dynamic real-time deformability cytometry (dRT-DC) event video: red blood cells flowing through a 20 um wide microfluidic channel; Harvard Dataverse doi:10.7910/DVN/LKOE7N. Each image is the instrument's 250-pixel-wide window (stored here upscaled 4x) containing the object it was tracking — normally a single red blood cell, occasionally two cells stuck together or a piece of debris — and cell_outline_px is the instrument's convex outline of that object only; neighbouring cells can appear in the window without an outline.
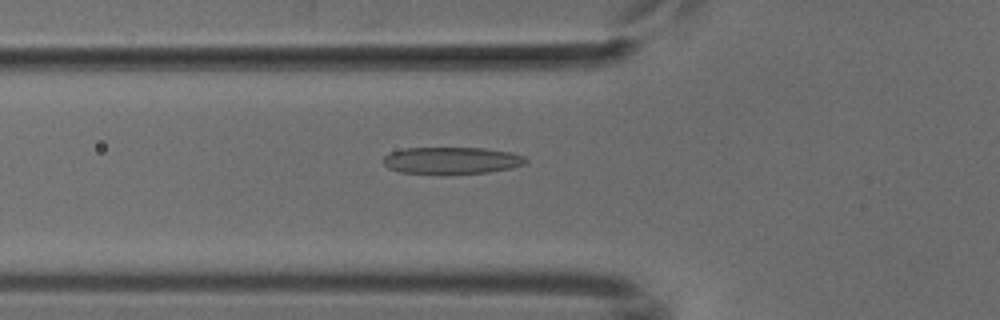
{"species": "common noctule bat (a hibernating species)", "species_latin": "Nyctalus noctula", "temperature_condition": "cold", "stored_images_in_passage": 43, "camera_frame_rate_fps": 3000, "um_per_image_px": 0.085, "animal": {"sex": "male", "body_mass_g": 18.8}, "frame": {"image": 1, "passage_image": 10, "time_ms": 3.0, "image_size_px": [1000, 320], "cell_outline_px": [[528, 160], [524, 164], [512, 168], [488, 172], [440, 176], [400, 172], [388, 168], [384, 164], [384, 156], [388, 152], [404, 148], [484, 148], [512, 152], [524, 156]], "centroid_in_image_um": [38.36, 13.67], "position_along_channel_um": 87.4, "area_um2": 23.12}}
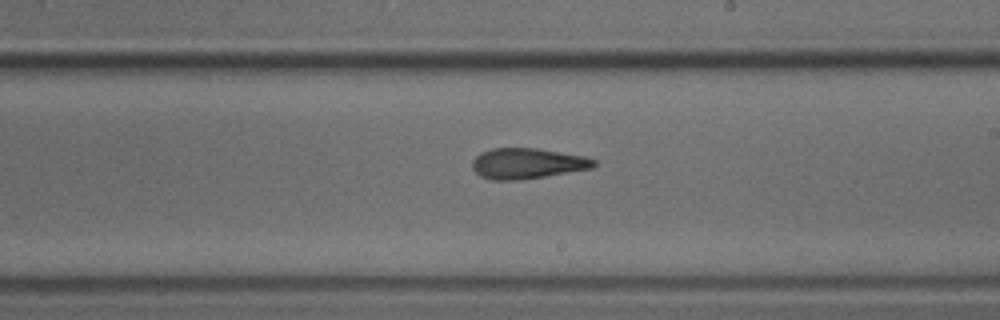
{"frame": {"image": 2, "passage_image": 22, "time_ms": 7.0, "image_size_px": [1000, 320], "cell_outline_px": [[596, 164], [592, 168], [520, 180], [492, 180], [480, 176], [472, 168], [472, 160], [480, 152], [492, 148], [536, 148], [584, 156], [596, 160]], "centroid_in_image_um": [44.78, 13.89], "position_along_channel_um": 244.2, "area_um2": 21.62}}
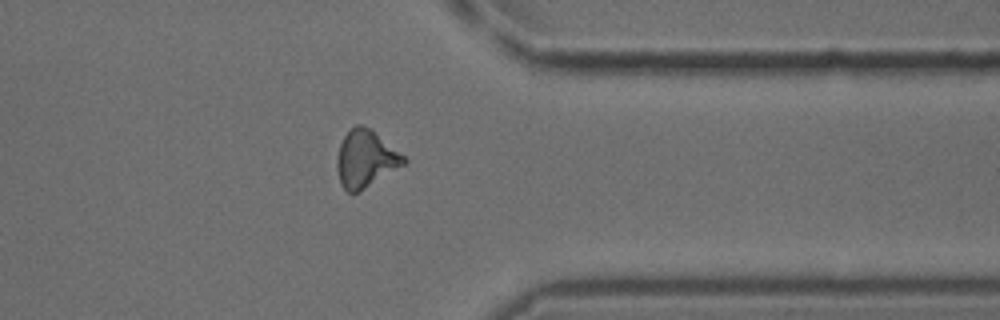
{"frame": {"image": 3, "passage_image": 33, "time_ms": 10.667, "image_size_px": [1000, 320], "cell_outline_px": [[408, 160], [404, 164], [364, 188], [356, 192], [348, 192], [340, 184], [336, 168], [336, 160], [340, 144], [344, 136], [356, 124], [360, 124], [372, 128], [404, 156]], "centroid_in_image_um": [31.05, 13.47], "position_along_channel_um": 380.3, "area_um2": 21.96}}